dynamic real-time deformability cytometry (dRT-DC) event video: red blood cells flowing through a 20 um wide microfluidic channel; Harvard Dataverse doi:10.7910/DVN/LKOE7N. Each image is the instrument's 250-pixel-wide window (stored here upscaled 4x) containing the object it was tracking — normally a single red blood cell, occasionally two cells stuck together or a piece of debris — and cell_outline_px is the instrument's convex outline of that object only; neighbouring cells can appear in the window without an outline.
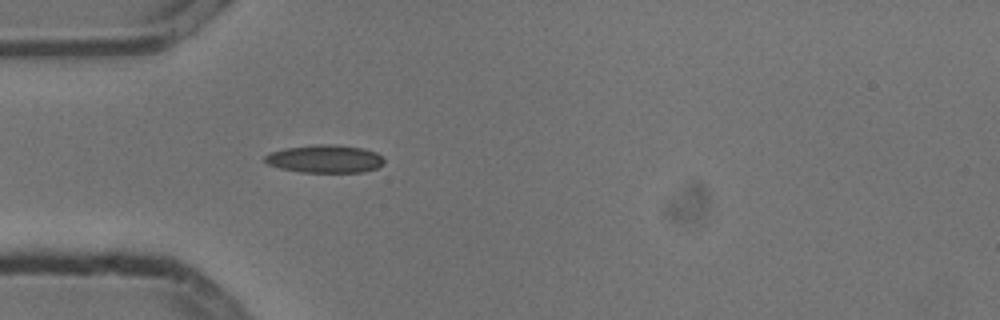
{"species": "common noctule bat (a hibernating species)", "species_latin": "Nyctalus noctula", "temperature_condition": "cold", "stored_images_in_passage": 4, "camera_frame_rate_fps": 3000, "um_per_image_px": 0.085, "animal": {"sex": "male", "body_mass_g": 13.3}, "frame": {"image": 1, "passage_image": 4, "time_ms": 1.0, "image_size_px": [1000, 320], "cell_outline_px": [[384, 164], [376, 168], [364, 172], [300, 172], [280, 168], [268, 164], [264, 160], [264, 156], [272, 152], [284, 148], [320, 144], [332, 144], [364, 148], [376, 152], [384, 160]], "centroid_in_image_um": [27.63, 13.5], "position_along_channel_um": 57.4, "area_um2": 19.36}}